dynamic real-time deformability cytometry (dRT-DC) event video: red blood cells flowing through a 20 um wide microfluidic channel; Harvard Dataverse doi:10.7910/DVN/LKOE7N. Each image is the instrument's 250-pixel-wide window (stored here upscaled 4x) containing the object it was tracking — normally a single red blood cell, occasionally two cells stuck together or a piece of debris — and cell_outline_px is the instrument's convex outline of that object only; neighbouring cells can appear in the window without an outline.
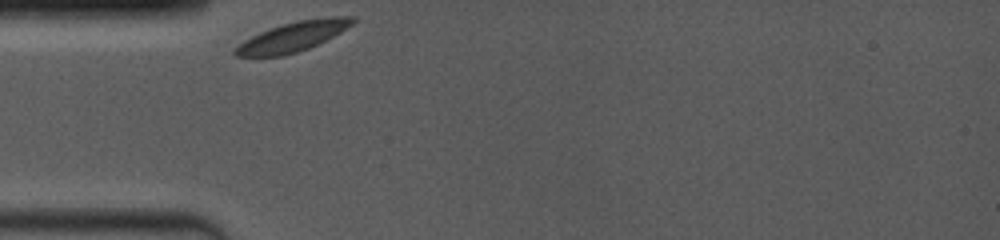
{"species": "common noctule bat (a hibernating species)", "species_latin": "Nyctalus noctula", "temperature_condition": "room temperature", "stored_images_in_passage": 38, "camera_frame_rate_fps": 4000, "um_per_image_px": 0.085, "animal": {"sex": "female", "body_mass_g": 19.0, "forearm_length_mm": 53.3}, "frame": {"image": 1, "passage_image": 1, "time_ms": 0.0, "image_size_px": [1000, 240], "cell_outline_px": [[356, 20], [352, 24], [340, 32], [308, 48], [284, 56], [236, 56], [232, 52], [244, 40], [268, 28], [280, 24], [296, 20], [328, 16], [356, 16]], "centroid_in_image_um": [24.9, 3.09], "position_along_channel_um": 60.1, "area_um2": 20.23}}
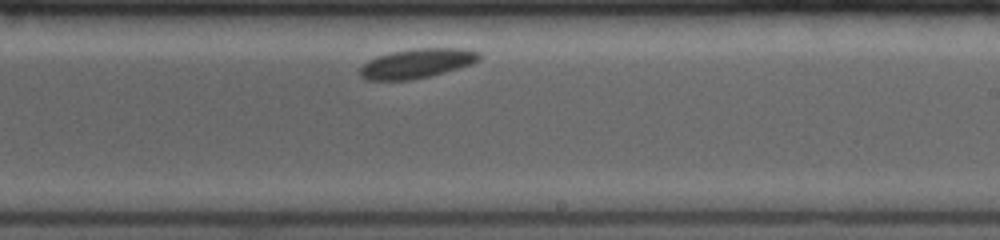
{"frame": {"image": 2, "passage_image": 22, "time_ms": 5.5, "image_size_px": [1000, 240], "cell_outline_px": [[480, 60], [472, 64], [432, 76], [412, 80], [368, 80], [360, 76], [360, 68], [368, 60], [376, 56], [392, 52], [412, 48], [464, 48], [480, 52]], "centroid_in_image_um": [35.46, 5.39], "position_along_channel_um": 253.5, "area_um2": 20.69}}
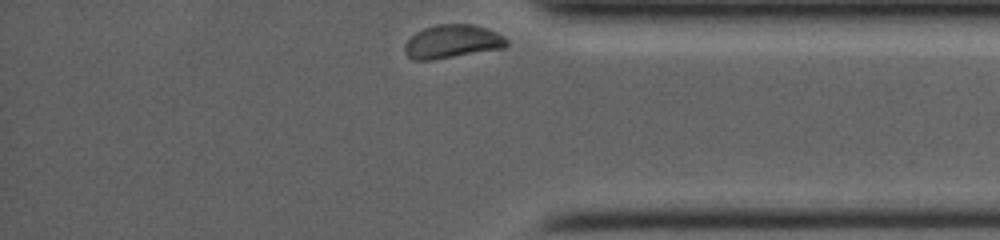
{"frame": {"image": 3, "passage_image": 38, "time_ms": 9.5, "image_size_px": [1000, 240], "cell_outline_px": [[508, 44], [504, 48], [432, 60], [412, 60], [404, 52], [404, 44], [416, 32], [424, 28], [436, 24], [472, 24], [488, 28], [504, 36], [508, 40]], "centroid_in_image_um": [38.45, 3.53], "position_along_channel_um": 396.8, "area_um2": 20.0}, "authors_computed_cell_mechanics": {"area_um2": 20.2878, "velocity_mm_per_s": 3.5781, "shape_relaxation_time_tau1_ms": 0.8378, "shape_relaxation_time_tau2_ms": null, "deformation_change_tau1": 0.0212, "deformation_change_tau2": null}}